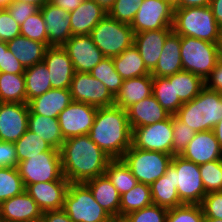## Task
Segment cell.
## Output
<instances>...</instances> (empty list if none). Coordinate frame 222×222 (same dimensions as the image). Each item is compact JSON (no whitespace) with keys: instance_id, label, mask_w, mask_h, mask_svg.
Segmentation results:
<instances>
[{"instance_id":"25","label":"cell","mask_w":222,"mask_h":222,"mask_svg":"<svg viewBox=\"0 0 222 222\" xmlns=\"http://www.w3.org/2000/svg\"><path fill=\"white\" fill-rule=\"evenodd\" d=\"M126 111L131 128L151 125L171 116L153 95L133 104Z\"/></svg>"},{"instance_id":"58","label":"cell","mask_w":222,"mask_h":222,"mask_svg":"<svg viewBox=\"0 0 222 222\" xmlns=\"http://www.w3.org/2000/svg\"><path fill=\"white\" fill-rule=\"evenodd\" d=\"M213 131L216 135L217 141H218L220 149L222 151V119L214 127Z\"/></svg>"},{"instance_id":"31","label":"cell","mask_w":222,"mask_h":222,"mask_svg":"<svg viewBox=\"0 0 222 222\" xmlns=\"http://www.w3.org/2000/svg\"><path fill=\"white\" fill-rule=\"evenodd\" d=\"M28 130L34 132L50 146L60 150L65 139L62 135L58 118L43 115L28 116Z\"/></svg>"},{"instance_id":"65","label":"cell","mask_w":222,"mask_h":222,"mask_svg":"<svg viewBox=\"0 0 222 222\" xmlns=\"http://www.w3.org/2000/svg\"><path fill=\"white\" fill-rule=\"evenodd\" d=\"M219 51H220V59H222V32H221V37H220V42H219Z\"/></svg>"},{"instance_id":"17","label":"cell","mask_w":222,"mask_h":222,"mask_svg":"<svg viewBox=\"0 0 222 222\" xmlns=\"http://www.w3.org/2000/svg\"><path fill=\"white\" fill-rule=\"evenodd\" d=\"M43 62L50 73V83L55 89H70L75 70L63 46H49Z\"/></svg>"},{"instance_id":"18","label":"cell","mask_w":222,"mask_h":222,"mask_svg":"<svg viewBox=\"0 0 222 222\" xmlns=\"http://www.w3.org/2000/svg\"><path fill=\"white\" fill-rule=\"evenodd\" d=\"M69 184V181L40 182L28 185L25 191L42 212L61 210L64 207Z\"/></svg>"},{"instance_id":"42","label":"cell","mask_w":222,"mask_h":222,"mask_svg":"<svg viewBox=\"0 0 222 222\" xmlns=\"http://www.w3.org/2000/svg\"><path fill=\"white\" fill-rule=\"evenodd\" d=\"M21 36L33 41L45 43L48 46V35L41 10L29 16L20 29Z\"/></svg>"},{"instance_id":"43","label":"cell","mask_w":222,"mask_h":222,"mask_svg":"<svg viewBox=\"0 0 222 222\" xmlns=\"http://www.w3.org/2000/svg\"><path fill=\"white\" fill-rule=\"evenodd\" d=\"M205 192L222 191V159L199 165Z\"/></svg>"},{"instance_id":"61","label":"cell","mask_w":222,"mask_h":222,"mask_svg":"<svg viewBox=\"0 0 222 222\" xmlns=\"http://www.w3.org/2000/svg\"><path fill=\"white\" fill-rule=\"evenodd\" d=\"M165 1L173 10L181 8V0H163Z\"/></svg>"},{"instance_id":"50","label":"cell","mask_w":222,"mask_h":222,"mask_svg":"<svg viewBox=\"0 0 222 222\" xmlns=\"http://www.w3.org/2000/svg\"><path fill=\"white\" fill-rule=\"evenodd\" d=\"M6 9L20 26L29 16L39 10L37 6L24 2H11Z\"/></svg>"},{"instance_id":"3","label":"cell","mask_w":222,"mask_h":222,"mask_svg":"<svg viewBox=\"0 0 222 222\" xmlns=\"http://www.w3.org/2000/svg\"><path fill=\"white\" fill-rule=\"evenodd\" d=\"M175 116L195 133L213 130L222 119V94L204 87L195 98L185 102Z\"/></svg>"},{"instance_id":"1","label":"cell","mask_w":222,"mask_h":222,"mask_svg":"<svg viewBox=\"0 0 222 222\" xmlns=\"http://www.w3.org/2000/svg\"><path fill=\"white\" fill-rule=\"evenodd\" d=\"M60 156L63 175L70 183H84L104 175L111 160L88 134L65 139Z\"/></svg>"},{"instance_id":"5","label":"cell","mask_w":222,"mask_h":222,"mask_svg":"<svg viewBox=\"0 0 222 222\" xmlns=\"http://www.w3.org/2000/svg\"><path fill=\"white\" fill-rule=\"evenodd\" d=\"M183 71L200 76L204 81L220 60L219 43L180 36Z\"/></svg>"},{"instance_id":"63","label":"cell","mask_w":222,"mask_h":222,"mask_svg":"<svg viewBox=\"0 0 222 222\" xmlns=\"http://www.w3.org/2000/svg\"><path fill=\"white\" fill-rule=\"evenodd\" d=\"M2 49H8L7 42L0 41V60L2 57Z\"/></svg>"},{"instance_id":"21","label":"cell","mask_w":222,"mask_h":222,"mask_svg":"<svg viewBox=\"0 0 222 222\" xmlns=\"http://www.w3.org/2000/svg\"><path fill=\"white\" fill-rule=\"evenodd\" d=\"M44 18L49 46H62L72 37L69 12L48 2L40 8Z\"/></svg>"},{"instance_id":"48","label":"cell","mask_w":222,"mask_h":222,"mask_svg":"<svg viewBox=\"0 0 222 222\" xmlns=\"http://www.w3.org/2000/svg\"><path fill=\"white\" fill-rule=\"evenodd\" d=\"M200 205L205 218L222 220V191L207 193Z\"/></svg>"},{"instance_id":"53","label":"cell","mask_w":222,"mask_h":222,"mask_svg":"<svg viewBox=\"0 0 222 222\" xmlns=\"http://www.w3.org/2000/svg\"><path fill=\"white\" fill-rule=\"evenodd\" d=\"M205 87L222 94V59H220L205 80Z\"/></svg>"},{"instance_id":"28","label":"cell","mask_w":222,"mask_h":222,"mask_svg":"<svg viewBox=\"0 0 222 222\" xmlns=\"http://www.w3.org/2000/svg\"><path fill=\"white\" fill-rule=\"evenodd\" d=\"M181 71H183V66L180 35L172 32L165 40L162 54L151 75L152 77H167Z\"/></svg>"},{"instance_id":"23","label":"cell","mask_w":222,"mask_h":222,"mask_svg":"<svg viewBox=\"0 0 222 222\" xmlns=\"http://www.w3.org/2000/svg\"><path fill=\"white\" fill-rule=\"evenodd\" d=\"M72 102L70 89L52 88L46 93L31 99L27 104L29 115H43L58 118V115Z\"/></svg>"},{"instance_id":"44","label":"cell","mask_w":222,"mask_h":222,"mask_svg":"<svg viewBox=\"0 0 222 222\" xmlns=\"http://www.w3.org/2000/svg\"><path fill=\"white\" fill-rule=\"evenodd\" d=\"M204 218L200 204H183L168 209L166 222H203Z\"/></svg>"},{"instance_id":"15","label":"cell","mask_w":222,"mask_h":222,"mask_svg":"<svg viewBox=\"0 0 222 222\" xmlns=\"http://www.w3.org/2000/svg\"><path fill=\"white\" fill-rule=\"evenodd\" d=\"M62 46L67 51L75 72L90 73L105 58L90 35L72 36Z\"/></svg>"},{"instance_id":"16","label":"cell","mask_w":222,"mask_h":222,"mask_svg":"<svg viewBox=\"0 0 222 222\" xmlns=\"http://www.w3.org/2000/svg\"><path fill=\"white\" fill-rule=\"evenodd\" d=\"M28 116V104L0 102V141L19 140L28 129Z\"/></svg>"},{"instance_id":"39","label":"cell","mask_w":222,"mask_h":222,"mask_svg":"<svg viewBox=\"0 0 222 222\" xmlns=\"http://www.w3.org/2000/svg\"><path fill=\"white\" fill-rule=\"evenodd\" d=\"M18 163L46 151H60L50 146L34 132L27 129L15 143Z\"/></svg>"},{"instance_id":"27","label":"cell","mask_w":222,"mask_h":222,"mask_svg":"<svg viewBox=\"0 0 222 222\" xmlns=\"http://www.w3.org/2000/svg\"><path fill=\"white\" fill-rule=\"evenodd\" d=\"M153 77L151 74L125 79L119 93L115 96L114 105L127 110L133 104L152 95Z\"/></svg>"},{"instance_id":"45","label":"cell","mask_w":222,"mask_h":222,"mask_svg":"<svg viewBox=\"0 0 222 222\" xmlns=\"http://www.w3.org/2000/svg\"><path fill=\"white\" fill-rule=\"evenodd\" d=\"M142 2L143 0H116L107 14L114 20L131 25Z\"/></svg>"},{"instance_id":"12","label":"cell","mask_w":222,"mask_h":222,"mask_svg":"<svg viewBox=\"0 0 222 222\" xmlns=\"http://www.w3.org/2000/svg\"><path fill=\"white\" fill-rule=\"evenodd\" d=\"M72 101L96 108L113 106L115 97L107 87L90 73L75 72L70 85Z\"/></svg>"},{"instance_id":"49","label":"cell","mask_w":222,"mask_h":222,"mask_svg":"<svg viewBox=\"0 0 222 222\" xmlns=\"http://www.w3.org/2000/svg\"><path fill=\"white\" fill-rule=\"evenodd\" d=\"M21 26L13 19L7 9H0V41L8 42L20 36Z\"/></svg>"},{"instance_id":"30","label":"cell","mask_w":222,"mask_h":222,"mask_svg":"<svg viewBox=\"0 0 222 222\" xmlns=\"http://www.w3.org/2000/svg\"><path fill=\"white\" fill-rule=\"evenodd\" d=\"M153 204L166 209L183 205L174 187V167L170 165L164 175L150 185Z\"/></svg>"},{"instance_id":"7","label":"cell","mask_w":222,"mask_h":222,"mask_svg":"<svg viewBox=\"0 0 222 222\" xmlns=\"http://www.w3.org/2000/svg\"><path fill=\"white\" fill-rule=\"evenodd\" d=\"M63 210L73 222H116L94 199L85 183H70Z\"/></svg>"},{"instance_id":"24","label":"cell","mask_w":222,"mask_h":222,"mask_svg":"<svg viewBox=\"0 0 222 222\" xmlns=\"http://www.w3.org/2000/svg\"><path fill=\"white\" fill-rule=\"evenodd\" d=\"M95 201L116 221L120 222V199L117 189L104 174L84 182Z\"/></svg>"},{"instance_id":"55","label":"cell","mask_w":222,"mask_h":222,"mask_svg":"<svg viewBox=\"0 0 222 222\" xmlns=\"http://www.w3.org/2000/svg\"><path fill=\"white\" fill-rule=\"evenodd\" d=\"M84 0H50L54 6L61 8L67 12L76 10Z\"/></svg>"},{"instance_id":"47","label":"cell","mask_w":222,"mask_h":222,"mask_svg":"<svg viewBox=\"0 0 222 222\" xmlns=\"http://www.w3.org/2000/svg\"><path fill=\"white\" fill-rule=\"evenodd\" d=\"M195 132L186 124L173 115V142L172 152L180 155L189 142L193 139Z\"/></svg>"},{"instance_id":"9","label":"cell","mask_w":222,"mask_h":222,"mask_svg":"<svg viewBox=\"0 0 222 222\" xmlns=\"http://www.w3.org/2000/svg\"><path fill=\"white\" fill-rule=\"evenodd\" d=\"M24 187L51 181H68L62 170L60 151H46L18 163Z\"/></svg>"},{"instance_id":"2","label":"cell","mask_w":222,"mask_h":222,"mask_svg":"<svg viewBox=\"0 0 222 222\" xmlns=\"http://www.w3.org/2000/svg\"><path fill=\"white\" fill-rule=\"evenodd\" d=\"M90 139L111 159H121L132 145L127 111L115 105L97 108Z\"/></svg>"},{"instance_id":"40","label":"cell","mask_w":222,"mask_h":222,"mask_svg":"<svg viewBox=\"0 0 222 222\" xmlns=\"http://www.w3.org/2000/svg\"><path fill=\"white\" fill-rule=\"evenodd\" d=\"M91 76L100 80L115 97L123 84L124 79L117 73L112 58L105 57L90 72Z\"/></svg>"},{"instance_id":"46","label":"cell","mask_w":222,"mask_h":222,"mask_svg":"<svg viewBox=\"0 0 222 222\" xmlns=\"http://www.w3.org/2000/svg\"><path fill=\"white\" fill-rule=\"evenodd\" d=\"M168 209L151 204L126 215L120 222H166Z\"/></svg>"},{"instance_id":"8","label":"cell","mask_w":222,"mask_h":222,"mask_svg":"<svg viewBox=\"0 0 222 222\" xmlns=\"http://www.w3.org/2000/svg\"><path fill=\"white\" fill-rule=\"evenodd\" d=\"M173 156L159 151H148L131 147L124 153L122 160L132 171L138 182L151 185L165 174Z\"/></svg>"},{"instance_id":"41","label":"cell","mask_w":222,"mask_h":222,"mask_svg":"<svg viewBox=\"0 0 222 222\" xmlns=\"http://www.w3.org/2000/svg\"><path fill=\"white\" fill-rule=\"evenodd\" d=\"M25 190L17 167L0 168V203Z\"/></svg>"},{"instance_id":"36","label":"cell","mask_w":222,"mask_h":222,"mask_svg":"<svg viewBox=\"0 0 222 222\" xmlns=\"http://www.w3.org/2000/svg\"><path fill=\"white\" fill-rule=\"evenodd\" d=\"M0 102L26 104L24 74L0 73Z\"/></svg>"},{"instance_id":"62","label":"cell","mask_w":222,"mask_h":222,"mask_svg":"<svg viewBox=\"0 0 222 222\" xmlns=\"http://www.w3.org/2000/svg\"><path fill=\"white\" fill-rule=\"evenodd\" d=\"M12 0H0V9H6Z\"/></svg>"},{"instance_id":"38","label":"cell","mask_w":222,"mask_h":222,"mask_svg":"<svg viewBox=\"0 0 222 222\" xmlns=\"http://www.w3.org/2000/svg\"><path fill=\"white\" fill-rule=\"evenodd\" d=\"M152 95L171 115H175L184 104L175 96L174 81H169L167 77H153Z\"/></svg>"},{"instance_id":"56","label":"cell","mask_w":222,"mask_h":222,"mask_svg":"<svg viewBox=\"0 0 222 222\" xmlns=\"http://www.w3.org/2000/svg\"><path fill=\"white\" fill-rule=\"evenodd\" d=\"M210 7L218 26L222 29V0H211Z\"/></svg>"},{"instance_id":"14","label":"cell","mask_w":222,"mask_h":222,"mask_svg":"<svg viewBox=\"0 0 222 222\" xmlns=\"http://www.w3.org/2000/svg\"><path fill=\"white\" fill-rule=\"evenodd\" d=\"M97 108L72 101L59 115L58 122L64 139L86 135L93 126Z\"/></svg>"},{"instance_id":"6","label":"cell","mask_w":222,"mask_h":222,"mask_svg":"<svg viewBox=\"0 0 222 222\" xmlns=\"http://www.w3.org/2000/svg\"><path fill=\"white\" fill-rule=\"evenodd\" d=\"M89 35L102 54L109 58L120 55L134 43V31L131 25L114 20L108 14Z\"/></svg>"},{"instance_id":"54","label":"cell","mask_w":222,"mask_h":222,"mask_svg":"<svg viewBox=\"0 0 222 222\" xmlns=\"http://www.w3.org/2000/svg\"><path fill=\"white\" fill-rule=\"evenodd\" d=\"M42 217L45 222H73L63 209L43 212Z\"/></svg>"},{"instance_id":"51","label":"cell","mask_w":222,"mask_h":222,"mask_svg":"<svg viewBox=\"0 0 222 222\" xmlns=\"http://www.w3.org/2000/svg\"><path fill=\"white\" fill-rule=\"evenodd\" d=\"M25 69L9 49H2L0 73L24 74Z\"/></svg>"},{"instance_id":"10","label":"cell","mask_w":222,"mask_h":222,"mask_svg":"<svg viewBox=\"0 0 222 222\" xmlns=\"http://www.w3.org/2000/svg\"><path fill=\"white\" fill-rule=\"evenodd\" d=\"M174 167V187L183 204H201L207 194L200 176L199 165L174 155L171 161Z\"/></svg>"},{"instance_id":"34","label":"cell","mask_w":222,"mask_h":222,"mask_svg":"<svg viewBox=\"0 0 222 222\" xmlns=\"http://www.w3.org/2000/svg\"><path fill=\"white\" fill-rule=\"evenodd\" d=\"M169 81H174L175 96L183 102L191 101L205 87V81L191 72L181 71L167 76Z\"/></svg>"},{"instance_id":"22","label":"cell","mask_w":222,"mask_h":222,"mask_svg":"<svg viewBox=\"0 0 222 222\" xmlns=\"http://www.w3.org/2000/svg\"><path fill=\"white\" fill-rule=\"evenodd\" d=\"M42 213L37 203L25 190L0 203V217L5 222H28L40 218Z\"/></svg>"},{"instance_id":"26","label":"cell","mask_w":222,"mask_h":222,"mask_svg":"<svg viewBox=\"0 0 222 222\" xmlns=\"http://www.w3.org/2000/svg\"><path fill=\"white\" fill-rule=\"evenodd\" d=\"M106 15L107 12L94 0H84L76 10L69 12L72 36L89 35Z\"/></svg>"},{"instance_id":"35","label":"cell","mask_w":222,"mask_h":222,"mask_svg":"<svg viewBox=\"0 0 222 222\" xmlns=\"http://www.w3.org/2000/svg\"><path fill=\"white\" fill-rule=\"evenodd\" d=\"M153 204L149 185L138 182L134 188L121 195L120 221L129 213Z\"/></svg>"},{"instance_id":"19","label":"cell","mask_w":222,"mask_h":222,"mask_svg":"<svg viewBox=\"0 0 222 222\" xmlns=\"http://www.w3.org/2000/svg\"><path fill=\"white\" fill-rule=\"evenodd\" d=\"M184 159L202 165L222 159V151L213 130L196 132L180 154Z\"/></svg>"},{"instance_id":"52","label":"cell","mask_w":222,"mask_h":222,"mask_svg":"<svg viewBox=\"0 0 222 222\" xmlns=\"http://www.w3.org/2000/svg\"><path fill=\"white\" fill-rule=\"evenodd\" d=\"M18 159L14 143L0 141V168L17 167Z\"/></svg>"},{"instance_id":"59","label":"cell","mask_w":222,"mask_h":222,"mask_svg":"<svg viewBox=\"0 0 222 222\" xmlns=\"http://www.w3.org/2000/svg\"><path fill=\"white\" fill-rule=\"evenodd\" d=\"M98 5H100L105 12L108 13V11L112 8L114 2L116 0H94Z\"/></svg>"},{"instance_id":"60","label":"cell","mask_w":222,"mask_h":222,"mask_svg":"<svg viewBox=\"0 0 222 222\" xmlns=\"http://www.w3.org/2000/svg\"><path fill=\"white\" fill-rule=\"evenodd\" d=\"M12 2H24L31 3L37 6L39 9L43 7L46 3L50 2V0H12Z\"/></svg>"},{"instance_id":"13","label":"cell","mask_w":222,"mask_h":222,"mask_svg":"<svg viewBox=\"0 0 222 222\" xmlns=\"http://www.w3.org/2000/svg\"><path fill=\"white\" fill-rule=\"evenodd\" d=\"M174 10L163 0H143L131 23L134 33L172 28Z\"/></svg>"},{"instance_id":"64","label":"cell","mask_w":222,"mask_h":222,"mask_svg":"<svg viewBox=\"0 0 222 222\" xmlns=\"http://www.w3.org/2000/svg\"><path fill=\"white\" fill-rule=\"evenodd\" d=\"M203 222H222V220L215 219V218H204Z\"/></svg>"},{"instance_id":"29","label":"cell","mask_w":222,"mask_h":222,"mask_svg":"<svg viewBox=\"0 0 222 222\" xmlns=\"http://www.w3.org/2000/svg\"><path fill=\"white\" fill-rule=\"evenodd\" d=\"M8 49L20 61L24 69L43 61L48 46L24 36H17L7 42Z\"/></svg>"},{"instance_id":"11","label":"cell","mask_w":222,"mask_h":222,"mask_svg":"<svg viewBox=\"0 0 222 222\" xmlns=\"http://www.w3.org/2000/svg\"><path fill=\"white\" fill-rule=\"evenodd\" d=\"M173 115L154 124L132 128V146L137 149L159 151L174 156Z\"/></svg>"},{"instance_id":"4","label":"cell","mask_w":222,"mask_h":222,"mask_svg":"<svg viewBox=\"0 0 222 222\" xmlns=\"http://www.w3.org/2000/svg\"><path fill=\"white\" fill-rule=\"evenodd\" d=\"M172 31L180 36L219 43L222 29L218 26L208 5L175 9Z\"/></svg>"},{"instance_id":"33","label":"cell","mask_w":222,"mask_h":222,"mask_svg":"<svg viewBox=\"0 0 222 222\" xmlns=\"http://www.w3.org/2000/svg\"><path fill=\"white\" fill-rule=\"evenodd\" d=\"M25 88H26V104L31 100L48 90L52 89L50 83V73L46 68V64L42 61L24 71Z\"/></svg>"},{"instance_id":"66","label":"cell","mask_w":222,"mask_h":222,"mask_svg":"<svg viewBox=\"0 0 222 222\" xmlns=\"http://www.w3.org/2000/svg\"><path fill=\"white\" fill-rule=\"evenodd\" d=\"M28 222H45V221H44L43 217L41 216V217L38 218V219L30 220V221H28Z\"/></svg>"},{"instance_id":"32","label":"cell","mask_w":222,"mask_h":222,"mask_svg":"<svg viewBox=\"0 0 222 222\" xmlns=\"http://www.w3.org/2000/svg\"><path fill=\"white\" fill-rule=\"evenodd\" d=\"M112 60L115 70L124 80L151 74L134 44Z\"/></svg>"},{"instance_id":"20","label":"cell","mask_w":222,"mask_h":222,"mask_svg":"<svg viewBox=\"0 0 222 222\" xmlns=\"http://www.w3.org/2000/svg\"><path fill=\"white\" fill-rule=\"evenodd\" d=\"M172 32V28H165L134 33L133 44L138 49L144 65L150 73L155 69L165 40Z\"/></svg>"},{"instance_id":"37","label":"cell","mask_w":222,"mask_h":222,"mask_svg":"<svg viewBox=\"0 0 222 222\" xmlns=\"http://www.w3.org/2000/svg\"><path fill=\"white\" fill-rule=\"evenodd\" d=\"M105 175L117 189L120 196L130 191L138 183L136 177L122 159H111L107 164Z\"/></svg>"},{"instance_id":"57","label":"cell","mask_w":222,"mask_h":222,"mask_svg":"<svg viewBox=\"0 0 222 222\" xmlns=\"http://www.w3.org/2000/svg\"><path fill=\"white\" fill-rule=\"evenodd\" d=\"M211 0H181V8L204 7L210 5Z\"/></svg>"}]
</instances>
